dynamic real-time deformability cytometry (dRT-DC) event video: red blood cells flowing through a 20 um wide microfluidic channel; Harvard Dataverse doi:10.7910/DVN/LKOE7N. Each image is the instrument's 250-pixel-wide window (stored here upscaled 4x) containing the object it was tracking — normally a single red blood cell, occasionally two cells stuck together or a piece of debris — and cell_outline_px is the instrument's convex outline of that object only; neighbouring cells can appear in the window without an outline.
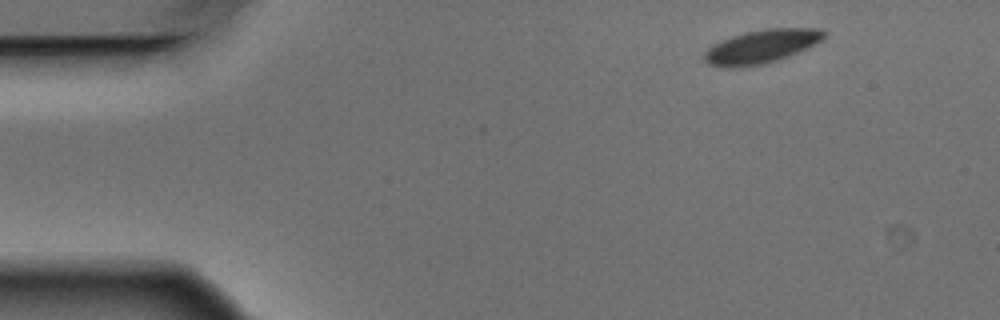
{"species": "Egyptian fruit bat (a non-hibernating species)", "species_latin": "Rousettus aegyptiacus", "temperature_condition": "warm", "stored_images_in_passage": 4, "segment_of_instrument_passage": [1, 2], "camera_frame_rate_fps": 3000, "um_per_image_px": 0.085, "animal": {"sex": "male"}, "frame": {"image": 1, "passage_image": 1, "time_ms": 0.0, "image_size_px": [1000, 320], "cell_outline_px": [[828, 36], [824, 40], [808, 48], [788, 56], [764, 64], [732, 68], [720, 68], [708, 64], [704, 60], [704, 52], [712, 44], [720, 40], [744, 32], [768, 28], [820, 28], [828, 32]], "centroid_in_image_um": [64.74, 3.95], "position_along_channel_um": 20.3, "area_um2": 23.87}}